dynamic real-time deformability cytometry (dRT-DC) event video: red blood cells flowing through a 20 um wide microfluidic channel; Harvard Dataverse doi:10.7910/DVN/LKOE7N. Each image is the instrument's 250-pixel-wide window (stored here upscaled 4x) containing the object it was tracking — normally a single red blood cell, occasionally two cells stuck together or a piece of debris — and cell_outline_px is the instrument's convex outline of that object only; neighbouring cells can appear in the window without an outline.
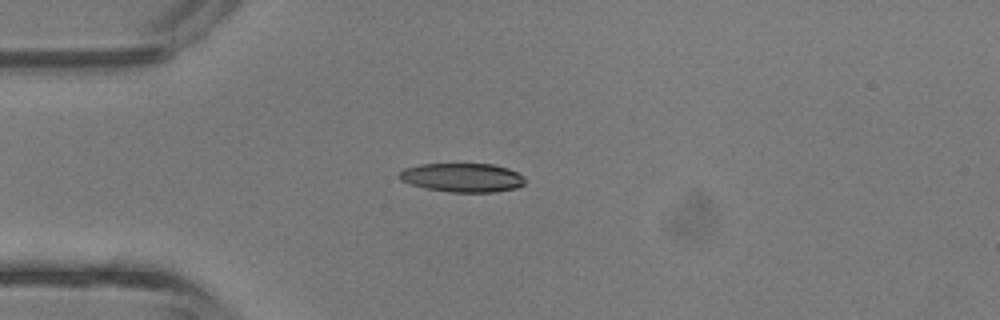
{"species": "common noctule bat (a hibernating species)", "species_latin": "Nyctalus noctula", "temperature_condition": "room temperature", "stored_images_in_passage": 2, "camera_frame_rate_fps": 3000, "um_per_image_px": 0.085, "animal": {"sex": "male", "body_mass_g": 13.3}, "frame": {"image": 1, "passage_image": 1, "time_ms": 0.0, "image_size_px": [1000, 320], "cell_outline_px": [[524, 184], [516, 188], [496, 192], [452, 192], [424, 188], [400, 180], [396, 176], [404, 168], [420, 164], [492, 164], [508, 168], [524, 176]], "centroid_in_image_um": [39.29, 15.09], "position_along_channel_um": 45.7, "area_um2": 21.21}}
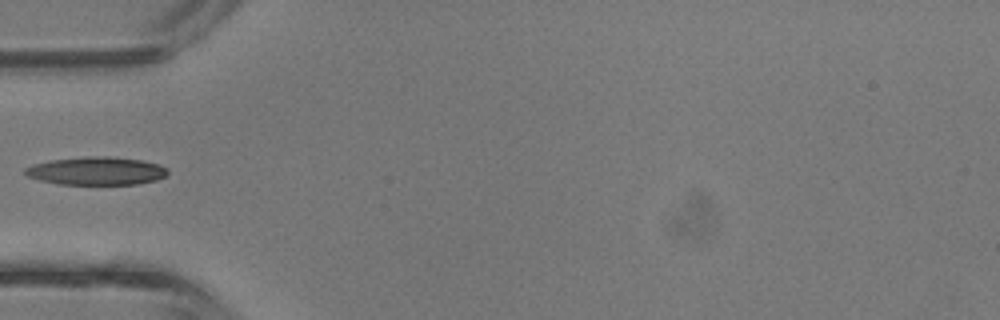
{"frame": {"image": 2, "passage_image": 2, "time_ms": 0.333, "image_size_px": [1000, 320], "cell_outline_px": [[168, 172], [164, 176], [156, 180], [140, 184], [60, 184], [40, 180], [28, 176], [24, 172], [24, 168], [32, 164], [52, 160], [88, 156], [108, 156], [140, 160], [160, 164], [168, 168]], "centroid_in_image_um": [8.21, 14.52], "position_along_channel_um": 76.8, "area_um2": 23.29}}